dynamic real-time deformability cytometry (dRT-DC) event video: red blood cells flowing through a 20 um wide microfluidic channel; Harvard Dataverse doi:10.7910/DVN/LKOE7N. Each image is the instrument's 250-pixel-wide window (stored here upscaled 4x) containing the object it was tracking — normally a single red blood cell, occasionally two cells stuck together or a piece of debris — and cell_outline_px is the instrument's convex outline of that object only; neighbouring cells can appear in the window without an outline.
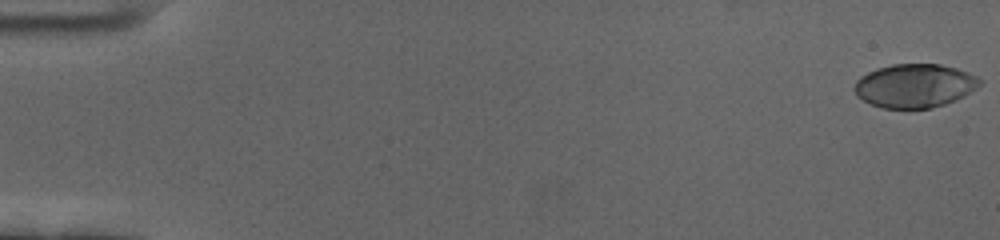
{"species": "human", "species_latin": "Homo sapiens", "temperature_condition": "cold", "stored_images_in_passage": 60, "camera_frame_rate_fps": 3000, "um_per_image_px": 0.085, "donor": {"sex": "female"}, "frame": {"image": 1, "passage_image": 1, "time_ms": 0.0, "image_size_px": [1000, 240], "cell_outline_px": [[980, 84], [976, 88], [964, 96], [956, 100], [932, 108], [884, 108], [872, 104], [856, 96], [852, 88], [856, 80], [860, 76], [876, 68], [892, 64], [940, 64], [956, 68], [968, 72], [976, 76], [980, 80]], "centroid_in_image_um": [77.71, 7.28], "position_along_channel_um": 7.3, "area_um2": 31.96}}
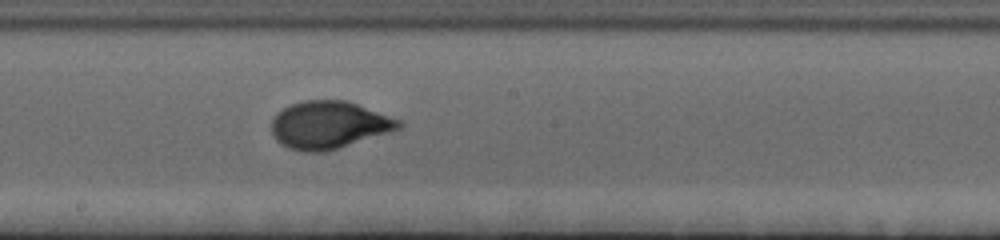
{"frame": {"image": 2, "passage_image": 34, "time_ms": 11.0, "image_size_px": [1000, 240], "cell_outline_px": [[404, 124], [400, 128], [388, 132], [324, 152], [304, 152], [288, 148], [280, 144], [276, 140], [272, 132], [272, 120], [276, 112], [292, 104], [304, 100], [348, 100], [400, 120]], "centroid_in_image_um": [27.92, 10.61], "position_along_channel_um": 220.3, "area_um2": 35.03}}
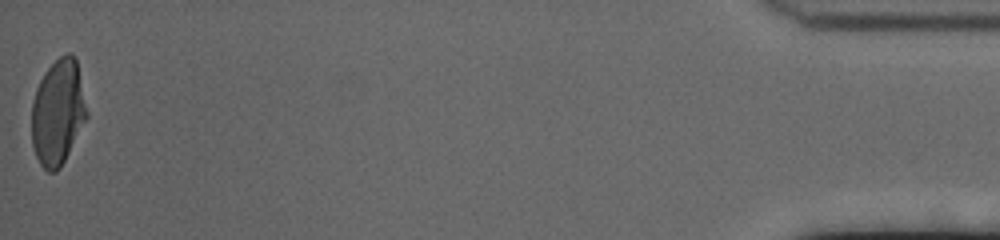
{"frame": {"image": 3, "passage_image": 60, "time_ms": 19.667, "image_size_px": [1000, 240], "cell_outline_px": [[88, 116], [60, 168], [56, 172], [48, 172], [40, 164], [36, 156], [32, 144], [32, 100], [36, 88], [44, 72], [60, 56], [68, 52], [76, 60], [88, 112]], "centroid_in_image_um": [4.91, 9.56], "position_along_channel_um": 430.3, "area_um2": 33.7}, "authors_computed_cell_mechanics": {"area_um2": 33.524, "velocity_mm_per_s": 3.4465, "shape_relaxation_time_tau1_ms": 3.8644, "shape_relaxation_time_tau2_ms": null, "deformation_change_tau1": 0.193, "deformation_change_tau2": null}}